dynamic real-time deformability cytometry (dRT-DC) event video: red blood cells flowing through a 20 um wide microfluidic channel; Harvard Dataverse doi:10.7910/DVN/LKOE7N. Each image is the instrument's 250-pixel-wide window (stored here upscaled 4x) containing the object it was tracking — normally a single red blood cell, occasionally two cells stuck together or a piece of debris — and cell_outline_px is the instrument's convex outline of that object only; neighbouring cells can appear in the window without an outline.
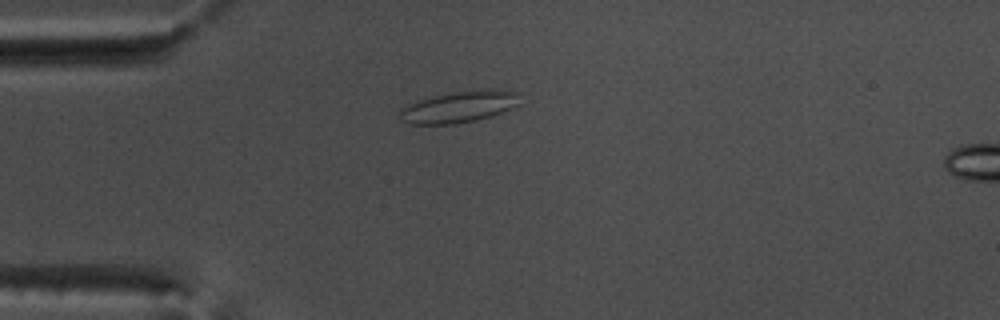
{"species": "common noctule bat (a hibernating species)", "species_latin": "Nyctalus noctula", "temperature_condition": "warm", "stored_images_in_passage": 54, "camera_frame_rate_fps": 3000, "um_per_image_px": 0.085, "animal": {"sex": "male", "body_mass_g": 17.5, "forearm_length_mm": 52.3}, "frame": {"image": 1, "passage_image": 14, "time_ms": 4.333, "image_size_px": [1000, 320], "cell_outline_px": [[520, 104], [492, 116], [476, 120], [452, 124], [408, 124], [400, 120], [400, 112], [408, 104], [416, 100], [436, 96], [460, 92], [488, 88], [492, 88], [520, 92]], "centroid_in_image_um": [39.08, 9.08], "position_along_channel_um": 45.9, "area_um2": 21.96}}
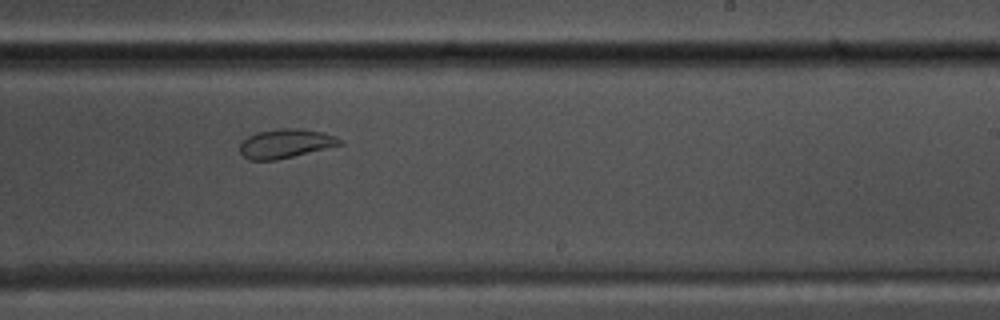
{"frame": {"image": 2, "passage_image": 33, "time_ms": 10.667, "image_size_px": [1000, 320], "cell_outline_px": [[344, 144], [276, 160], [248, 160], [240, 152], [240, 144], [248, 136], [256, 132], [280, 128], [300, 128], [324, 132], [336, 136]], "centroid_in_image_um": [24.27, 12.19], "position_along_channel_um": 264.7, "area_um2": 16.94}}
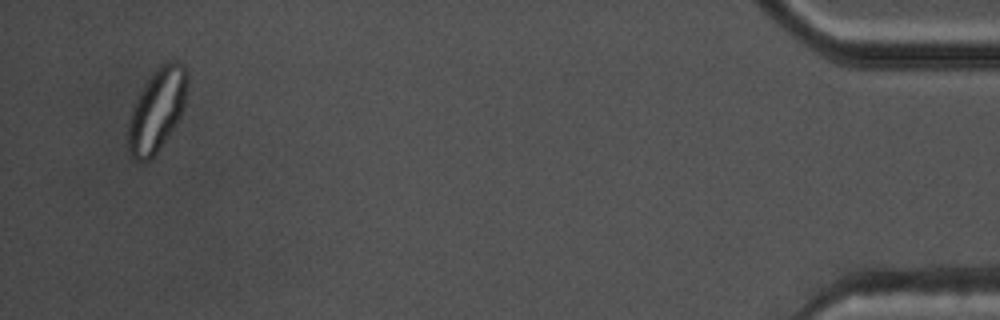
{"frame": {"image": 3, "passage_image": 52, "time_ms": 17.0, "image_size_px": [1000, 320], "cell_outline_px": [[188, 76], [184, 104], [180, 116], [176, 124], [156, 152], [144, 164], [136, 160], [132, 156], [128, 148], [128, 124], [136, 100], [144, 84], [156, 68], [160, 64], [168, 60], [176, 60], [184, 64], [188, 72]], "centroid_in_image_um": [13.36, 9.31], "position_along_channel_um": 421.8, "area_um2": 28.32}, "authors_computed_cell_mechanics": {"area_um2": 22.3108, "velocity_mm_per_s": 3.7377, "shape_relaxation_time_tau1_ms": null, "shape_relaxation_time_tau2_ms": 1.4015, "deformation_change_tau1": null, "deformation_change_tau2": 0.0659}}